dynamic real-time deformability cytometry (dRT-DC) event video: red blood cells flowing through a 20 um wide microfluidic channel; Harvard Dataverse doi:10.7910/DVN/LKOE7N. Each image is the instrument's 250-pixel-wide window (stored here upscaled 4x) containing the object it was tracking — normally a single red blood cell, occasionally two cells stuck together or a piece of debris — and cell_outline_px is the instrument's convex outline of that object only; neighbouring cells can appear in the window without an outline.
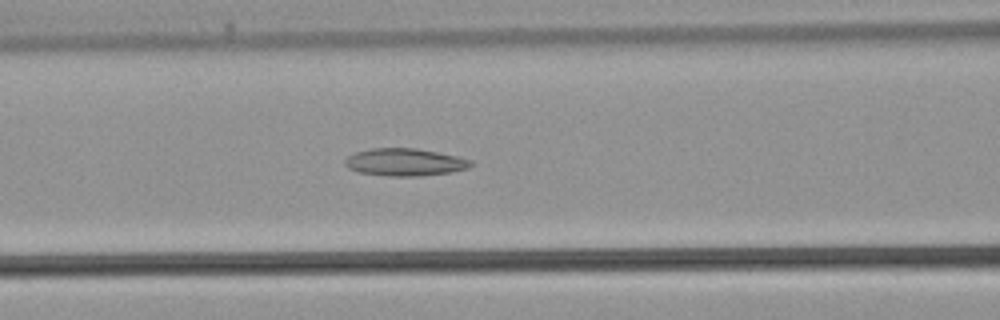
{"species": "common noctule bat (a hibernating species)", "species_latin": "Nyctalus noctula", "temperature_condition": "warm", "stored_images_in_passage": 41, "camera_frame_rate_fps": 3000, "um_per_image_px": 0.085, "animal": {"sex": "male", "body_mass_g": 21.5, "forearm_length_mm": 52.0}, "frame": {"image": 1, "passage_image": 15, "time_ms": 4.667, "image_size_px": [1000, 320], "cell_outline_px": [[476, 164], [468, 168], [452, 172], [420, 176], [388, 176], [356, 172], [348, 168], [344, 164], [344, 160], [348, 156], [356, 152], [372, 148], [416, 148], [456, 156], [472, 160]], "centroid_in_image_um": [34.42, 13.79], "position_along_channel_um": 132.2, "area_um2": 20.29}}
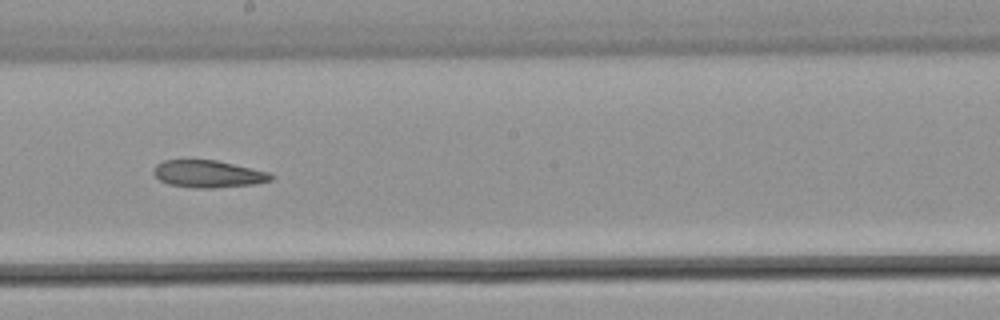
{"frame": {"image": 2, "passage_image": 21, "time_ms": 6.667, "image_size_px": [1000, 320], "cell_outline_px": [[276, 176], [272, 180], [256, 184], [216, 188], [196, 188], [168, 184], [160, 180], [152, 172], [156, 164], [164, 160], [216, 160], [268, 172]], "centroid_in_image_um": [17.71, 14.79], "position_along_channel_um": 230.5, "area_um2": 18.67}}
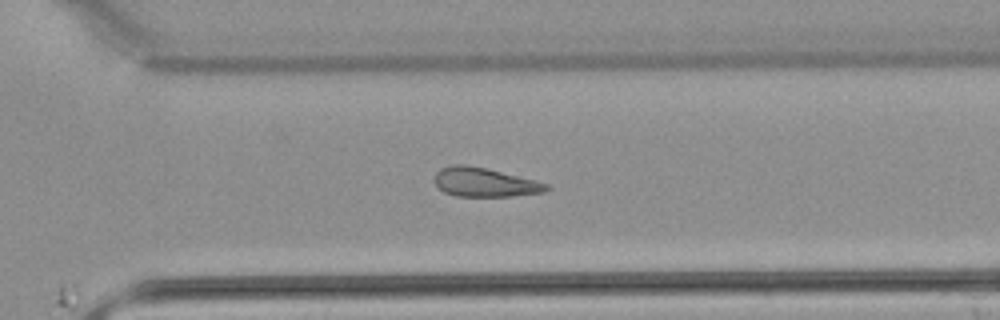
{"frame": {"image": 3, "passage_image": 27, "time_ms": 8.667, "image_size_px": [1000, 320], "cell_outline_px": [[552, 188], [544, 192], [512, 196], [456, 196], [444, 192], [436, 184], [436, 172], [440, 168], [452, 164], [468, 164], [488, 168], [536, 180], [548, 184]], "centroid_in_image_um": [41.22, 15.48], "position_along_channel_um": 329.4, "area_um2": 19.07}}